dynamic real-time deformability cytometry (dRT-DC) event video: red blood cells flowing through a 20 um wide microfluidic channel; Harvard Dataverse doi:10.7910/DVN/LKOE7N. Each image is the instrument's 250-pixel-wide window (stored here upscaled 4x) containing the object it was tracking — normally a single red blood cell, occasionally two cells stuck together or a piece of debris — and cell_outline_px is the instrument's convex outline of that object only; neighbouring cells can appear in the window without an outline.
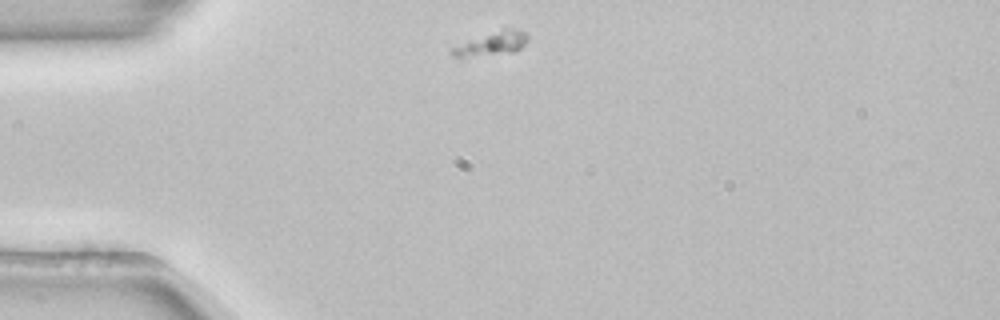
{"species": "common noctule bat (a hibernating species)", "species_latin": "Nyctalus noctula", "temperature_condition": "room temperature", "stored_images_in_passage": 42, "camera_frame_rate_fps": 3000, "um_per_image_px": 0.085, "animal": {"sex": "female", "body_mass_g": 22.7, "forearm_length_mm": 54.2}, "frame": {"image": 1, "passage_image": 1, "time_ms": 0.0, "image_size_px": [1000, 320], "cell_outline_px": [[528, 40], [520, 48], [512, 52], [460, 60], [452, 56], [448, 52], [448, 48], [504, 28], [516, 28], [524, 32], [528, 36]], "centroid_in_image_um": [41.69, 3.77], "position_along_channel_um": 43.3, "area_um2": 10.87}}
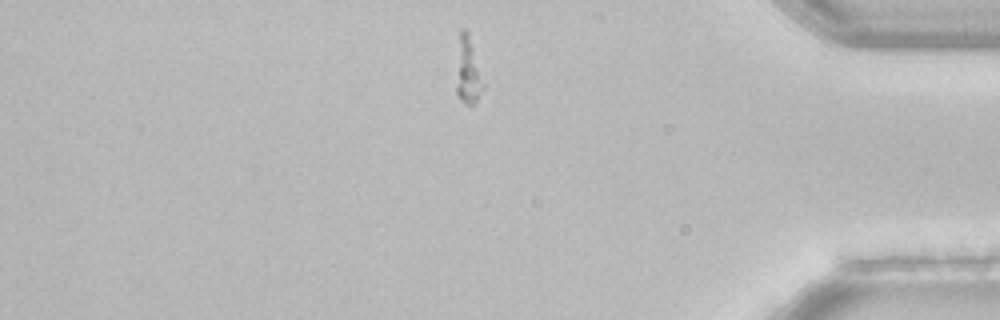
{"frame": {"image": 2, "passage_image": 34, "time_ms": 11.0, "image_size_px": [1000, 320], "cell_outline_px": [[484, 88], [476, 104], [464, 104], [460, 100], [456, 92], [456, 84], [460, 28], [464, 28], [468, 32], [484, 84]], "centroid_in_image_um": [39.78, 6.1], "position_along_channel_um": 395.4, "area_um2": 10.29}}
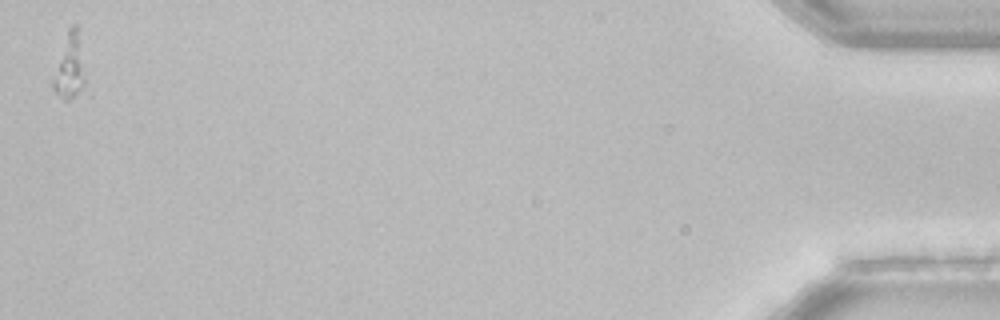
{"frame": {"image": 3, "passage_image": 42, "time_ms": 13.667, "image_size_px": [1000, 320], "cell_outline_px": [[84, 84], [68, 100], [64, 100], [52, 88], [52, 80], [68, 28], [72, 24], [76, 24], [84, 80]], "centroid_in_image_um": [5.86, 5.67], "position_along_channel_um": 429.3, "area_um2": 10.98}}